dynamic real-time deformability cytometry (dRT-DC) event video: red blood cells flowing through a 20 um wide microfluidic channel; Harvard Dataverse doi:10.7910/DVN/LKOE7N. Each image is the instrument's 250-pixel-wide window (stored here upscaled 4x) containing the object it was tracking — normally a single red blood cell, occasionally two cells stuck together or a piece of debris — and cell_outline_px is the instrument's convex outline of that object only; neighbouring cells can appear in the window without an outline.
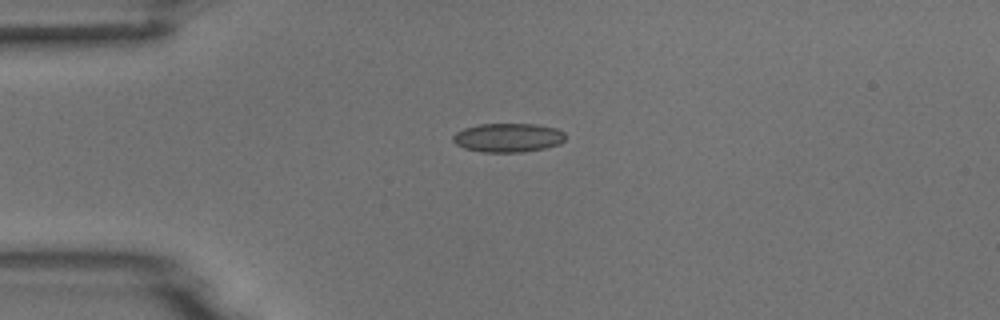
{"species": "common noctule bat (a hibernating species)", "species_latin": "Nyctalus noctula", "temperature_condition": "room temperature", "stored_images_in_passage": 10, "camera_frame_rate_fps": 3000, "um_per_image_px": 0.085, "animal": {"sex": "male", "body_mass_g": 18.8}, "frame": {"image": 1, "passage_image": 4, "time_ms": 3.333, "image_size_px": [1000, 320], "cell_outline_px": [[564, 140], [560, 144], [544, 148], [524, 152], [484, 152], [464, 148], [456, 144], [452, 140], [452, 136], [456, 132], [464, 128], [480, 124], [536, 124], [556, 128], [564, 132]], "centroid_in_image_um": [43.18, 11.7], "position_along_channel_um": 41.8, "area_um2": 18.96}}
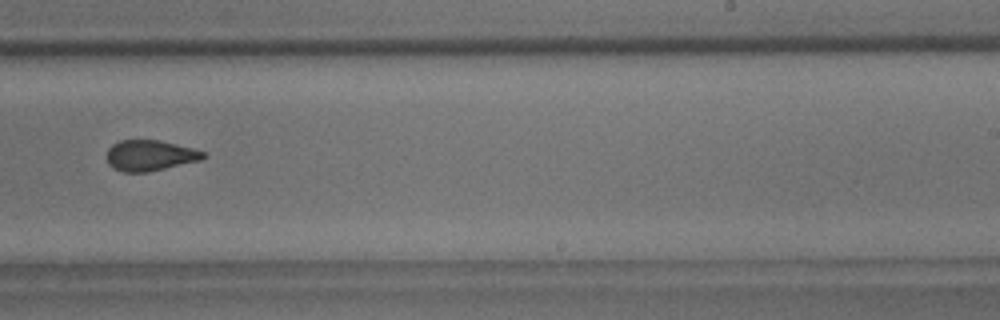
{"frame": {"image": 2, "passage_image": 10, "time_ms": 10.0, "image_size_px": [1000, 320], "cell_outline_px": [[208, 156], [200, 160], [148, 172], [124, 172], [112, 168], [108, 164], [108, 148], [112, 144], [120, 140], [160, 140], [192, 148], [204, 152]], "centroid_in_image_um": [12.74, 13.21], "position_along_channel_um": 276.3, "area_um2": 17.22}}